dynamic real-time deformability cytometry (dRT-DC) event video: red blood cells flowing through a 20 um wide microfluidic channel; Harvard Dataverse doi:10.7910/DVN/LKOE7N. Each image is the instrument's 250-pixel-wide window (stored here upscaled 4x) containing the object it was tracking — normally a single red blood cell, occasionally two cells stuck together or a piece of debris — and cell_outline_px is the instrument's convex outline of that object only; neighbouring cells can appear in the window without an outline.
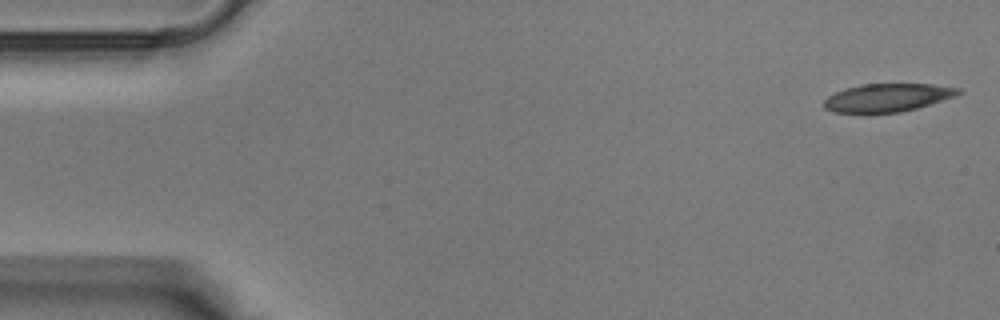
{"species": "Egyptian fruit bat (a non-hibernating species)", "species_latin": "Rousettus aegyptiacus", "temperature_condition": "warm", "stored_images_in_passage": 38, "camera_frame_rate_fps": 3000, "um_per_image_px": 0.085, "animal": {"sex": "male"}, "frame": {"image": 1, "passage_image": 1, "time_ms": 0.0, "image_size_px": [1000, 320], "cell_outline_px": [[964, 92], [956, 96], [916, 108], [900, 112], [836, 112], [824, 108], [824, 100], [828, 96], [844, 88], [860, 84], [932, 84], [960, 88]], "centroid_in_image_um": [75.46, 8.28], "position_along_channel_um": 9.5, "area_um2": 21.85}}
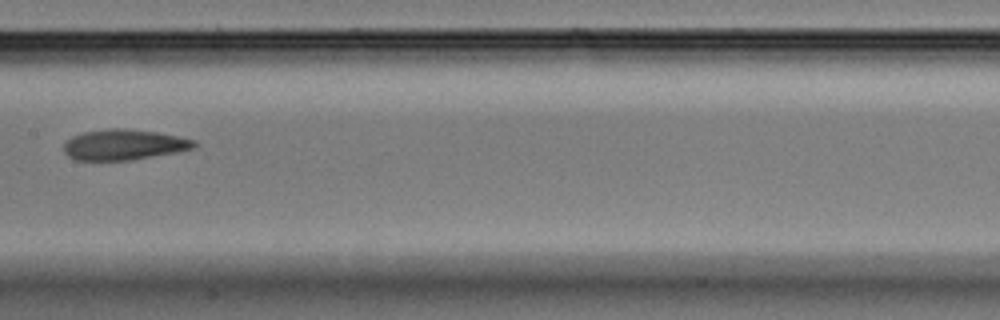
{"frame": {"image": 2, "passage_image": 19, "time_ms": 6.0, "image_size_px": [1000, 320], "cell_outline_px": [[196, 148], [176, 152], [132, 160], [76, 160], [68, 156], [64, 152], [64, 144], [72, 136], [84, 132], [112, 128], [124, 128], [156, 132], [196, 140]], "centroid_in_image_um": [10.54, 12.3], "position_along_channel_um": 196.9, "area_um2": 23.12}}
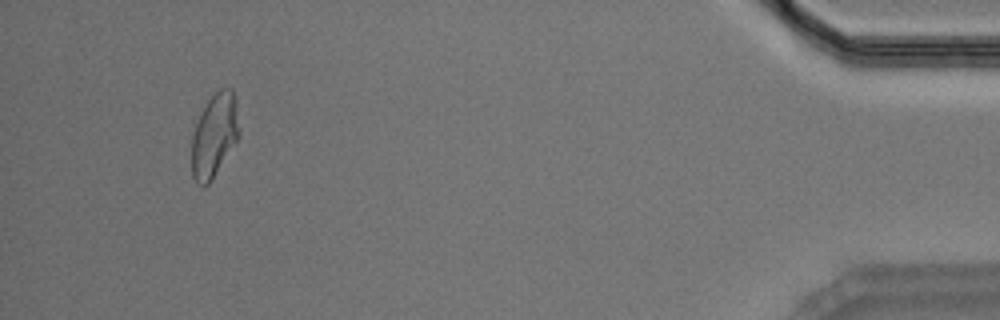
{"frame": {"image": 3, "passage_image": 36, "time_ms": 11.667, "image_size_px": [1000, 320], "cell_outline_px": [[240, 136], [212, 180], [208, 184], [196, 184], [192, 176], [192, 136], [196, 124], [208, 100], [220, 88], [232, 88], [240, 132]], "centroid_in_image_um": [18.22, 11.54], "position_along_channel_um": 417.0, "area_um2": 22.77}}